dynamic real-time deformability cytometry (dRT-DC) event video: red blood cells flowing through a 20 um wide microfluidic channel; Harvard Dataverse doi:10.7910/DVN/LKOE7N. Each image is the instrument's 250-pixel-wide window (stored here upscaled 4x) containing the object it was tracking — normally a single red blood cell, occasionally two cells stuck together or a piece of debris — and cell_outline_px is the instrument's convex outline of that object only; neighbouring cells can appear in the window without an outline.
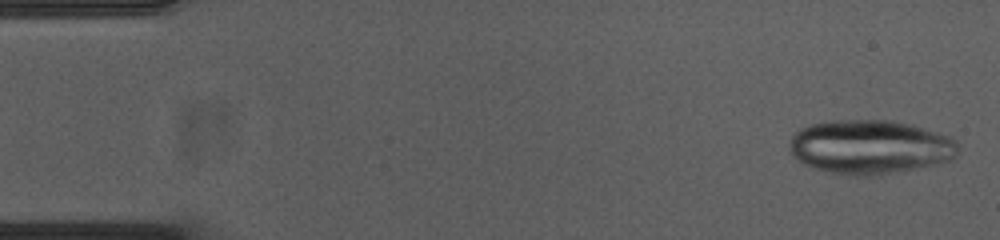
{"species": "common noctule bat (a hibernating species)", "species_latin": "Nyctalus noctula", "temperature_condition": "cold", "stored_images_in_passage": 52, "camera_frame_rate_fps": 3000, "um_per_image_px": 0.085, "animal": {"sex": "female", "body_mass_g": 23.0, "forearm_length_mm": 53.4}, "frame": {"image": 1, "passage_image": 1, "time_ms": 0.0, "image_size_px": [1000, 240], "cell_outline_px": [[960, 148], [956, 156], [952, 160], [880, 176], [856, 176], [832, 172], [816, 168], [800, 160], [788, 148], [788, 144], [792, 136], [796, 132], [812, 124], [832, 120], [892, 120], [912, 124], [944, 136], [952, 140]], "centroid_in_image_um": [73.97, 12.49], "position_along_channel_um": 11.0, "area_um2": 52.66}}